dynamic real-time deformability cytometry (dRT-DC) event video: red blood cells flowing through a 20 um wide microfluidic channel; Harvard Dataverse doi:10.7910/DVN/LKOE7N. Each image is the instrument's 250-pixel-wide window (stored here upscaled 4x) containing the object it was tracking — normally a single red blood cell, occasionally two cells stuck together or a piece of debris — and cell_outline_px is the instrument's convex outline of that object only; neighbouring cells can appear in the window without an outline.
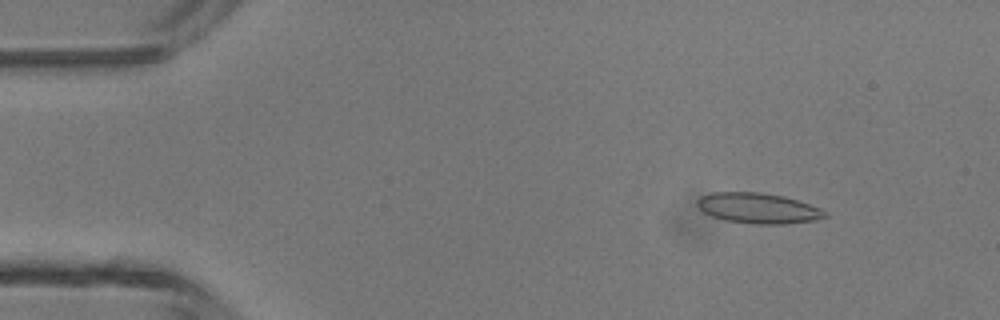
{"species": "common noctule bat (a hibernating species)", "species_latin": "Nyctalus noctula", "temperature_condition": "room temperature", "stored_images_in_passage": 47, "camera_frame_rate_fps": 3000, "um_per_image_px": 0.085, "animal": {"sex": "male", "body_mass_g": 13.3}, "frame": {"image": 1, "passage_image": 6, "time_ms": 1.667, "image_size_px": [1000, 320], "cell_outline_px": [[828, 216], [816, 220], [784, 224], [752, 224], [724, 220], [712, 216], [704, 212], [696, 204], [696, 200], [700, 196], [712, 192], [760, 192], [784, 196], [820, 208], [828, 212]], "centroid_in_image_um": [64.44, 17.7], "position_along_channel_um": 20.6, "area_um2": 22.77}}
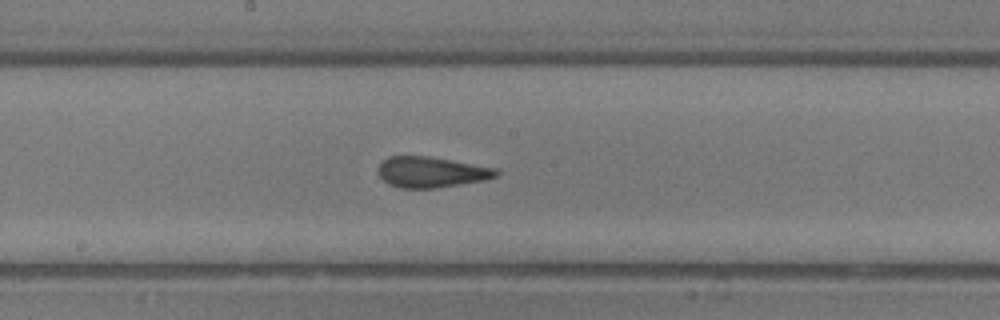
{"frame": {"image": 2, "passage_image": 25, "time_ms": 8.0, "image_size_px": [1000, 320], "cell_outline_px": [[500, 172], [496, 176], [484, 180], [436, 188], [400, 188], [388, 184], [380, 176], [380, 164], [388, 156], [428, 156], [496, 168]], "centroid_in_image_um": [36.67, 14.63], "position_along_channel_um": 211.5, "area_um2": 20.87}}
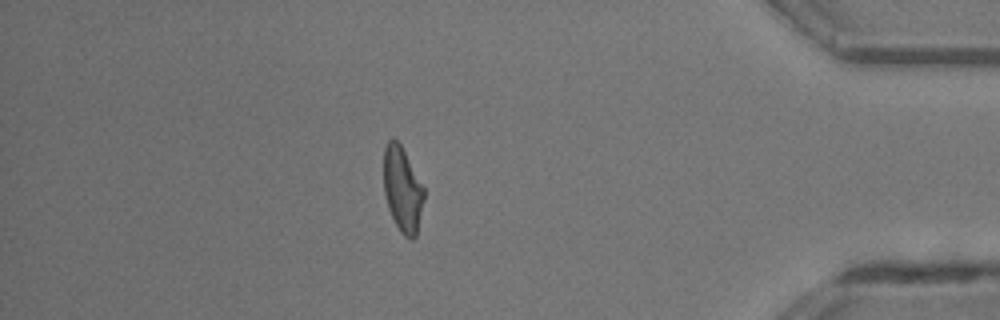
{"frame": {"image": 3, "passage_image": 41, "time_ms": 13.333, "image_size_px": [1000, 320], "cell_outline_px": [[424, 200], [416, 236], [412, 240], [404, 236], [400, 232], [388, 208], [384, 192], [384, 148], [388, 140], [392, 136], [400, 144], [424, 188]], "centroid_in_image_um": [34.2, 16.11], "position_along_channel_um": 401.0, "area_um2": 19.83}, "authors_computed_cell_mechanics": {"area_um2": 21.3282, "velocity_mm_per_s": 4.3549, "shape_relaxation_time_tau1_ms": null, "shape_relaxation_time_tau2_ms": 1.0594, "deformation_change_tau1": null, "deformation_change_tau2": 0.0713}}